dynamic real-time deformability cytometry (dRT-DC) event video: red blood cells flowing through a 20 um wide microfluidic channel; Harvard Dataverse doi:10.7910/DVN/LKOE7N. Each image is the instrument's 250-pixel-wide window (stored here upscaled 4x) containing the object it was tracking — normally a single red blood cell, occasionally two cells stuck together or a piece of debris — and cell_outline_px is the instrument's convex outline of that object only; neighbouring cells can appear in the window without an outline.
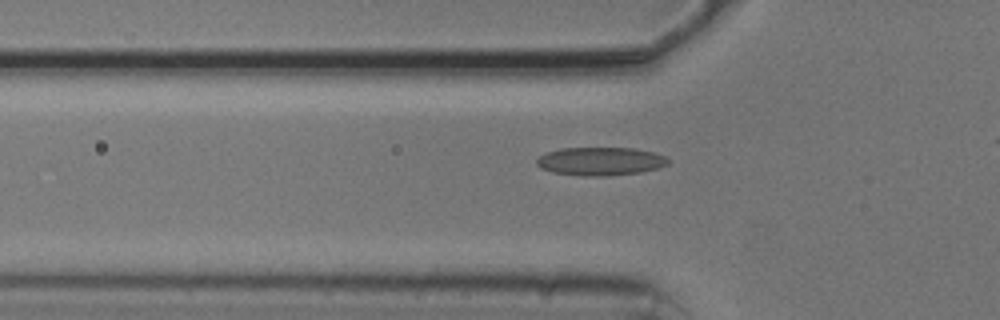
{"species": "common noctule bat (a hibernating species)", "species_latin": "Nyctalus noctula", "temperature_condition": "cold", "stored_images_in_passage": 43, "camera_frame_rate_fps": 3000, "um_per_image_px": 0.085, "animal": {"sex": "male", "body_mass_g": 20.5, "forearm_length_mm": 52.5}, "frame": {"image": 1, "passage_image": 14, "time_ms": 4.333, "image_size_px": [1000, 320], "cell_outline_px": [[668, 164], [656, 168], [640, 172], [608, 176], [584, 176], [552, 172], [540, 168], [536, 164], [536, 160], [544, 152], [560, 148], [636, 148], [656, 152], [664, 156], [668, 160]], "centroid_in_image_um": [51.0, 13.7], "position_along_channel_um": 74.8, "area_um2": 21.79}}
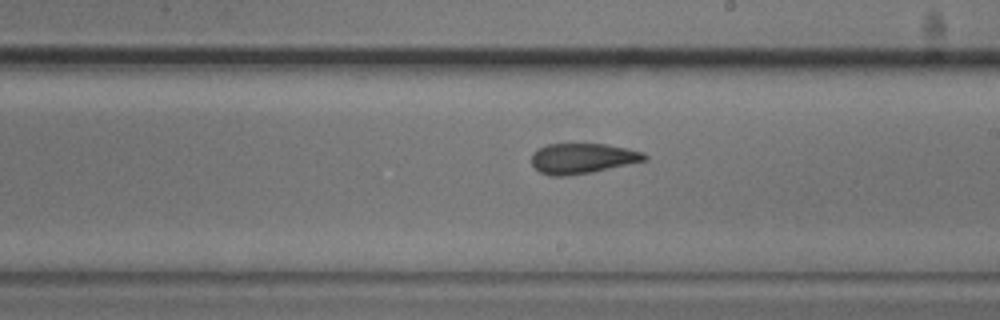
{"frame": {"image": 2, "passage_image": 27, "time_ms": 8.667, "image_size_px": [1000, 320], "cell_outline_px": [[648, 160], [592, 172], [564, 176], [552, 176], [540, 172], [532, 164], [532, 152], [548, 144], [608, 144], [628, 148], [644, 152], [648, 156]], "centroid_in_image_um": [49.55, 13.46], "position_along_channel_um": 239.5, "area_um2": 20.0}}
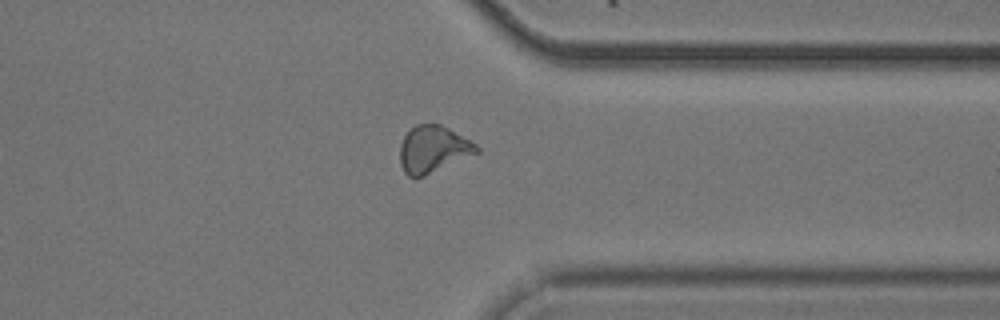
{"frame": {"image": 3, "passage_image": 38, "time_ms": 12.333, "image_size_px": [1000, 320], "cell_outline_px": [[480, 152], [416, 180], [408, 176], [404, 172], [400, 164], [400, 144], [404, 136], [416, 124], [440, 124], [448, 128], [476, 144], [480, 148]], "centroid_in_image_um": [36.8, 12.72], "position_along_channel_um": 374.6, "area_um2": 21.1}}